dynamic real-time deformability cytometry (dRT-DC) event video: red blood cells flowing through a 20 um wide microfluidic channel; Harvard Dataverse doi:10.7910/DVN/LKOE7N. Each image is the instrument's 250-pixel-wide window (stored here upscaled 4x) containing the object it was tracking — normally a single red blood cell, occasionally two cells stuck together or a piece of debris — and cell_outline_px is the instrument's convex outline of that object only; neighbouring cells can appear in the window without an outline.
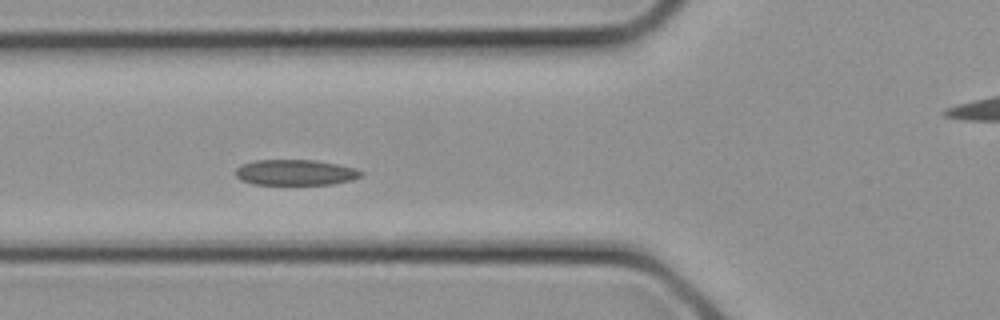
{"species": "common noctule bat (a hibernating species)", "species_latin": "Nyctalus noctula", "temperature_condition": "cold", "stored_images_in_passage": 19, "camera_frame_rate_fps": 3000, "um_per_image_px": 0.085, "animal": {"sex": "female", "body_mass_g": 21.9}, "frame": {"image": 1, "passage_image": 9, "time_ms": 2.667, "image_size_px": [1000, 320], "cell_outline_px": [[364, 172], [360, 176], [352, 180], [332, 184], [252, 184], [240, 180], [236, 176], [236, 168], [240, 164], [256, 160], [316, 160], [356, 168]], "centroid_in_image_um": [25.09, 14.65], "position_along_channel_um": 100.7, "area_um2": 18.79}}
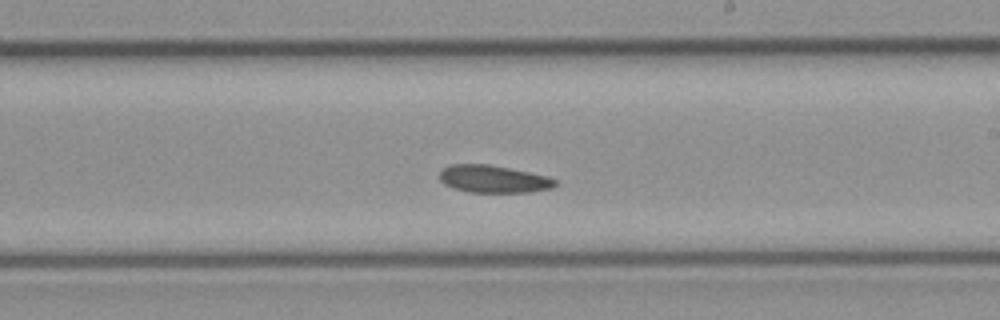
{"frame": {"image": 2, "passage_image": 15, "time_ms": 4.667, "image_size_px": [1000, 320], "cell_outline_px": [[556, 184], [552, 188], [532, 192], [468, 192], [452, 188], [444, 184], [440, 180], [440, 172], [448, 164], [488, 164], [548, 176], [556, 180]], "centroid_in_image_um": [41.92, 15.22], "position_along_channel_um": 247.1, "area_um2": 18.5}}
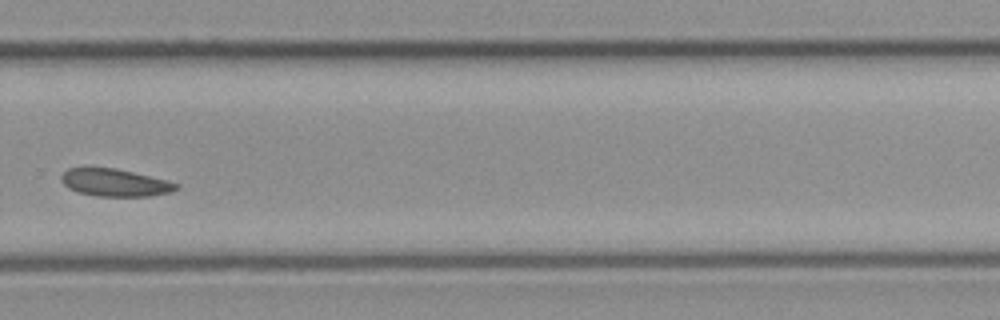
{"frame": {"image": 3, "passage_image": 18, "time_ms": 5.667, "image_size_px": [1000, 320], "cell_outline_px": [[180, 188], [172, 192], [152, 196], [96, 196], [76, 192], [68, 188], [60, 180], [60, 176], [68, 168], [84, 164], [92, 164], [116, 168], [168, 180], [180, 184]], "centroid_in_image_um": [9.71, 15.47], "position_along_channel_um": 320.1, "area_um2": 19.42}}